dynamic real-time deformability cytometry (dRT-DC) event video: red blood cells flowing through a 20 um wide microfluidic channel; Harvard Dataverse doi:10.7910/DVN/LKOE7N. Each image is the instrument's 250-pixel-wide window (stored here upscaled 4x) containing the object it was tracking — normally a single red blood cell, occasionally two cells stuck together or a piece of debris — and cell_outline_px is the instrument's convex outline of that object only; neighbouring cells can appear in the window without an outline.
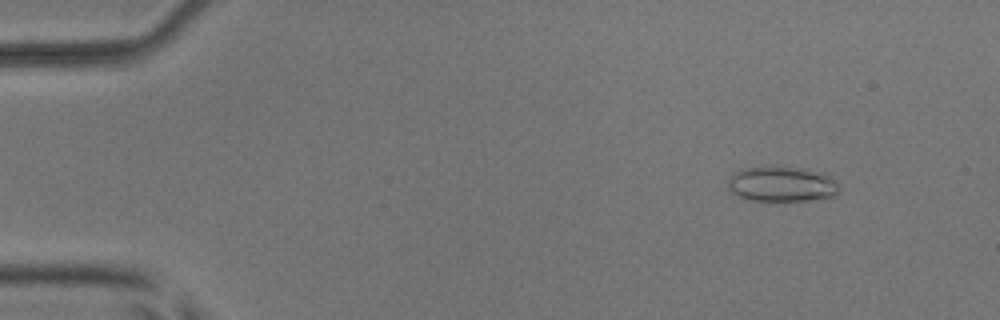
{"species": "common noctule bat (a hibernating species)", "species_latin": "Nyctalus noctula", "temperature_condition": "room temperature", "stored_images_in_passage": 5, "camera_frame_rate_fps": 3000, "um_per_image_px": 0.085, "animal": {"sex": "male", "body_mass_g": 17.9, "forearm_length_mm": 54.2}, "frame": {"image": 1, "passage_image": 2, "time_ms": 1.333, "image_size_px": [1000, 320], "cell_outline_px": [[840, 188], [836, 196], [808, 200], [776, 204], [752, 200], [736, 196], [728, 188], [728, 180], [736, 172], [744, 168], [772, 164], [804, 168], [824, 172], [832, 176]], "centroid_in_image_um": [66.47, 15.66], "position_along_channel_um": 18.5, "area_um2": 24.22}}
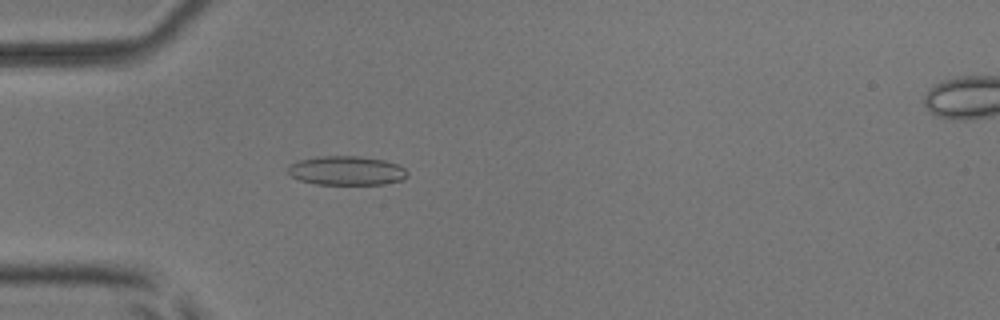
{"frame": {"image": 2, "passage_image": 4, "time_ms": 4.667, "image_size_px": [1000, 320], "cell_outline_px": [[408, 176], [404, 180], [384, 184], [316, 184], [300, 180], [292, 176], [288, 172], [288, 164], [300, 160], [316, 156], [360, 156], [384, 160], [396, 164], [404, 168], [408, 172]], "centroid_in_image_um": [29.47, 14.5], "position_along_channel_um": 55.5, "area_um2": 20.35}}